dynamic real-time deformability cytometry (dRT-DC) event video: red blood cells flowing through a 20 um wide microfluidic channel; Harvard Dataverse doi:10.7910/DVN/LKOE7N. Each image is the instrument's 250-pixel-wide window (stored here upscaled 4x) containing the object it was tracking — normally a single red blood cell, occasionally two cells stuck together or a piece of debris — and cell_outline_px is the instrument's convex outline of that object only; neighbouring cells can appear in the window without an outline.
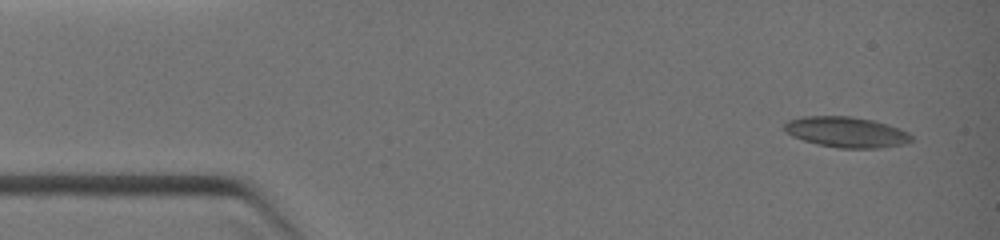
{"species": "common noctule bat (a hibernating species)", "species_latin": "Nyctalus noctula", "temperature_condition": "warm", "stored_images_in_passage": 4, "camera_frame_rate_fps": 3000, "um_per_image_px": 0.085, "animal": {"sex": "female", "body_mass_g": 19.0, "forearm_length_mm": 51.5}, "frame": {"image": 1, "passage_image": 1, "time_ms": 0.0, "image_size_px": [1000, 240], "cell_outline_px": [[912, 140], [900, 144], [880, 148], [836, 148], [816, 144], [792, 136], [784, 128], [784, 124], [788, 120], [804, 116], [848, 116], [872, 120], [908, 132], [912, 136]], "centroid_in_image_um": [71.89, 11.23], "position_along_channel_um": 13.1, "area_um2": 22.31}}
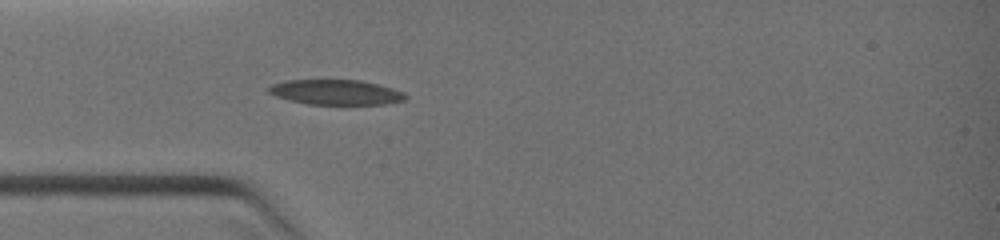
{"frame": {"image": 2, "passage_image": 4, "time_ms": 2.667, "image_size_px": [1000, 240], "cell_outline_px": [[408, 96], [404, 100], [384, 104], [308, 104], [288, 100], [276, 96], [268, 92], [268, 88], [272, 84], [288, 80], [360, 80], [392, 88], [404, 92]], "centroid_in_image_um": [28.55, 7.84], "position_along_channel_um": 56.5, "area_um2": 19.83}}